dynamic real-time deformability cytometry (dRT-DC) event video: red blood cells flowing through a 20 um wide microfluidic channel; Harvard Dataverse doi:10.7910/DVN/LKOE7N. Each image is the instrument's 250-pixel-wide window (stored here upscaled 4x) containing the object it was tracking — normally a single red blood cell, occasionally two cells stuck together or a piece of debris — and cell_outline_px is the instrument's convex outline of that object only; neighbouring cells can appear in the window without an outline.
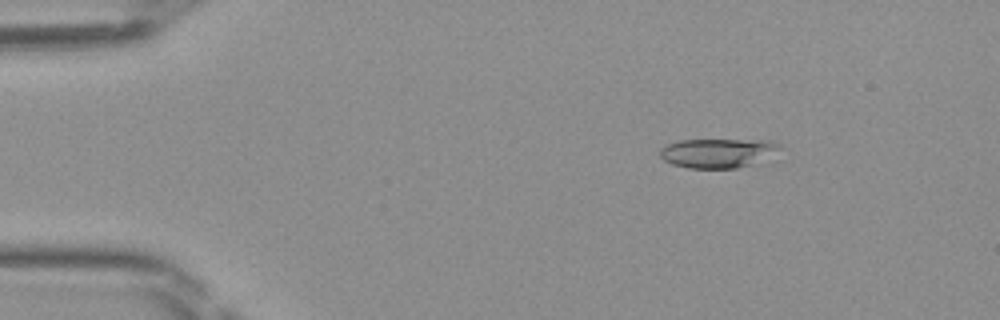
{"species": "Egyptian fruit bat (a non-hibernating species)", "species_latin": "Rousettus aegyptiacus", "temperature_condition": "room temperature", "stored_images_in_passage": 47, "camera_frame_rate_fps": 3000, "um_per_image_px": 0.085, "frame": {"image": 1, "passage_image": 7, "time_ms": 2.0, "image_size_px": [1000, 320], "cell_outline_px": [[784, 148], [772, 164], [736, 168], [688, 168], [672, 164], [664, 160], [660, 156], [660, 148], [668, 144], [680, 140], [772, 140], [780, 144]], "centroid_in_image_um": [61.29, 13.04], "position_along_channel_um": 23.7, "area_um2": 21.85}}
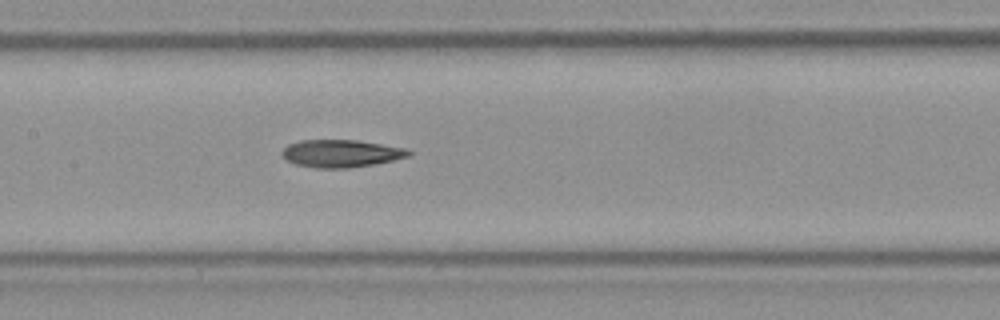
{"frame": {"image": 2, "passage_image": 23, "time_ms": 7.333, "image_size_px": [1000, 320], "cell_outline_px": [[412, 156], [376, 164], [348, 168], [316, 168], [296, 164], [288, 160], [280, 152], [288, 144], [300, 140], [356, 140], [408, 148], [412, 152]], "centroid_in_image_um": [29.05, 13.04], "position_along_channel_um": 178.4, "area_um2": 20.46}}
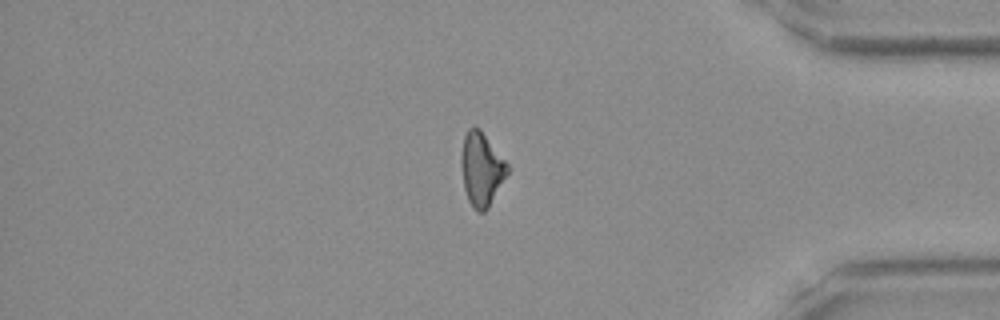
{"frame": {"image": 3, "passage_image": 40, "time_ms": 13.0, "image_size_px": [1000, 320], "cell_outline_px": [[512, 168], [488, 208], [484, 212], [476, 212], [472, 208], [468, 200], [464, 188], [460, 164], [460, 160], [464, 136], [468, 128], [472, 124], [480, 128]], "centroid_in_image_um": [40.94, 14.36], "position_along_channel_um": 394.3, "area_um2": 20.35}}